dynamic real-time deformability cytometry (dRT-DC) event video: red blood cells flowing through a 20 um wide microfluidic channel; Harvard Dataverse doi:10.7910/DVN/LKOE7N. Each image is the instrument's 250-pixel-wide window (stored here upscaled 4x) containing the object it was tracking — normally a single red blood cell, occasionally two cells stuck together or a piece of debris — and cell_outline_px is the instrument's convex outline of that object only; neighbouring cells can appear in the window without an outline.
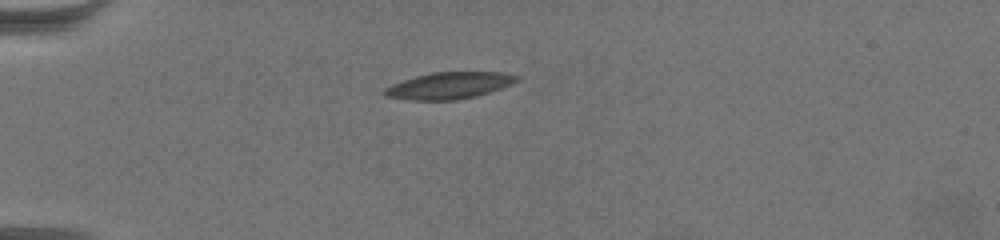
{"species": "common noctule bat (a hibernating species)", "species_latin": "Nyctalus noctula", "temperature_condition": "warm", "stored_images_in_passage": 48, "camera_frame_rate_fps": 3000, "um_per_image_px": 0.085, "animal": {"sex": "female", "body_mass_g": 19.5, "forearm_length_mm": 54.1}, "frame": {"image": 1, "passage_image": 1, "time_ms": 0.0, "image_size_px": [1000, 240], "cell_outline_px": [[520, 76], [512, 84], [488, 92], [456, 100], [412, 100], [384, 96], [384, 88], [392, 84], [416, 76], [432, 72], [500, 72]], "centroid_in_image_um": [38.14, 7.27], "position_along_channel_um": 46.9, "area_um2": 20.23}}
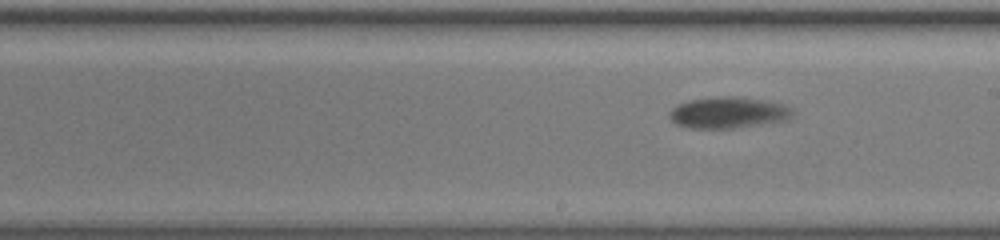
{"frame": {"image": 2, "passage_image": 21, "time_ms": 6.667, "image_size_px": [1000, 240], "cell_outline_px": [[792, 116], [788, 120], [736, 128], [692, 128], [676, 124], [668, 116], [668, 112], [672, 108], [688, 100], [724, 96], [736, 96], [768, 100], [780, 104], [788, 108], [792, 112]], "centroid_in_image_um": [61.88, 9.57], "position_along_channel_um": 227.1, "area_um2": 22.37}}
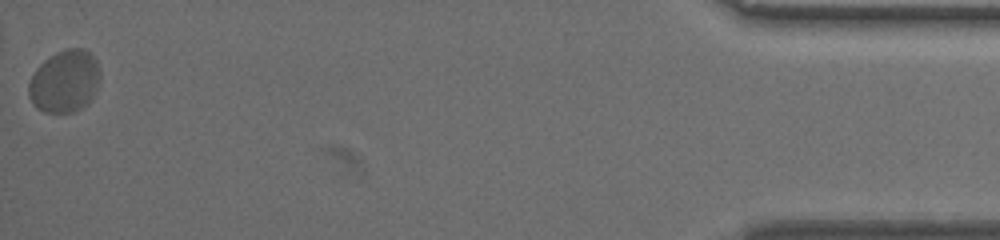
{"frame": {"image": 3, "passage_image": 48, "time_ms": 15.667, "image_size_px": [1000, 240], "cell_outline_px": [[100, 76], [96, 88], [88, 104], [72, 112], [44, 112], [36, 108], [28, 96], [28, 84], [36, 68], [44, 60], [56, 52], [64, 48], [84, 48], [96, 60], [100, 72]], "centroid_in_image_um": [5.48, 6.9], "position_along_channel_um": 429.7, "area_um2": 25.95}, "authors_computed_cell_mechanics": {"area_um2": 22.3397, "velocity_mm_per_s": 3.2017, "shape_relaxation_time_tau1_ms": 8.1329, "shape_relaxation_time_tau2_ms": null, "deformation_change_tau1": 0.2056, "deformation_change_tau2": null}}